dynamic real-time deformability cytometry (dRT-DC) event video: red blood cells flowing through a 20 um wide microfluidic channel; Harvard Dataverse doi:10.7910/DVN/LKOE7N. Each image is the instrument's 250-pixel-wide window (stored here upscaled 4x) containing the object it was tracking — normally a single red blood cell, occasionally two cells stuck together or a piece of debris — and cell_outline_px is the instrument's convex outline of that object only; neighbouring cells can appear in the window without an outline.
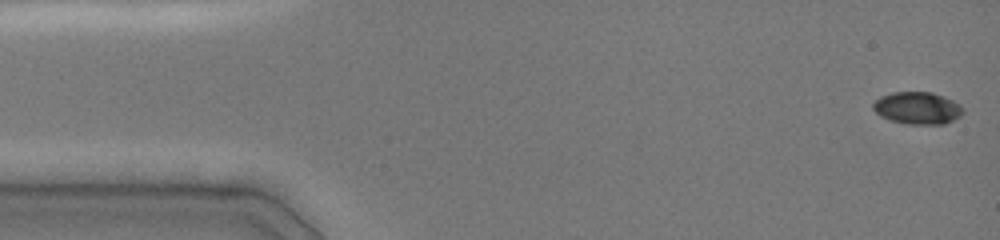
{"species": "common noctule bat (a hibernating species)", "species_latin": "Nyctalus noctula", "temperature_condition": "cold", "stored_images_in_passage": 47, "camera_frame_rate_fps": 3000, "um_per_image_px": 0.085, "animal": {"sex": "female", "body_mass_g": 19.0, "forearm_length_mm": 51.5}, "frame": {"image": 1, "passage_image": 1, "time_ms": 0.0, "image_size_px": [1000, 240], "cell_outline_px": [[964, 112], [960, 116], [944, 124], [904, 124], [880, 116], [872, 108], [872, 104], [880, 96], [892, 92], [932, 92], [944, 96], [960, 104], [964, 108]], "centroid_in_image_um": [77.99, 9.18], "position_along_channel_um": 7.0, "area_um2": 16.99}}
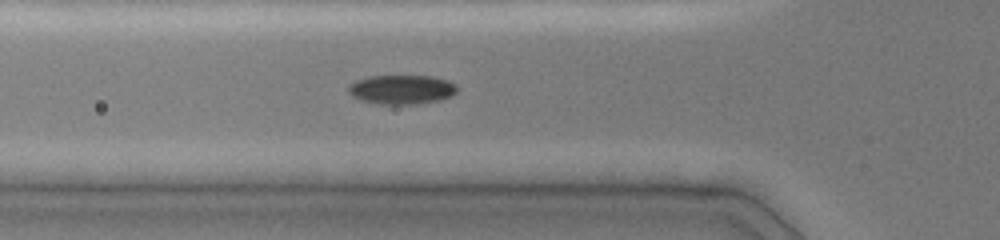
{"frame": {"image": 2, "passage_image": 16, "time_ms": 5.0, "image_size_px": [1000, 240], "cell_outline_px": [[456, 92], [452, 96], [440, 100], [416, 104], [380, 104], [364, 100], [352, 96], [348, 92], [348, 84], [356, 80], [368, 76], [432, 76], [448, 80], [456, 84]], "centroid_in_image_um": [34.15, 7.6], "position_along_channel_um": 91.7, "area_um2": 18.55}}
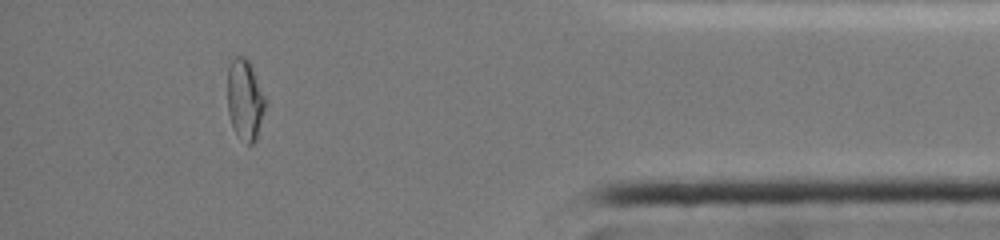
{"frame": {"image": 3, "passage_image": 42, "time_ms": 13.667, "image_size_px": [1000, 240], "cell_outline_px": [[264, 108], [256, 140], [252, 144], [248, 144], [236, 132], [232, 124], [228, 112], [228, 68], [232, 60], [236, 56], [244, 56], [248, 60], [252, 68], [264, 96]], "centroid_in_image_um": [20.8, 8.45], "position_along_channel_um": 414.4, "area_um2": 17.11}, "authors_computed_cell_mechanics": {"area_um2": 17.5134, "velocity_mm_per_s": 4.0758, "shape_relaxation_time_tau1_ms": 2.9839, "shape_relaxation_time_tau2_ms": null, "deformation_change_tau1": 0.136, "deformation_change_tau2": null}}